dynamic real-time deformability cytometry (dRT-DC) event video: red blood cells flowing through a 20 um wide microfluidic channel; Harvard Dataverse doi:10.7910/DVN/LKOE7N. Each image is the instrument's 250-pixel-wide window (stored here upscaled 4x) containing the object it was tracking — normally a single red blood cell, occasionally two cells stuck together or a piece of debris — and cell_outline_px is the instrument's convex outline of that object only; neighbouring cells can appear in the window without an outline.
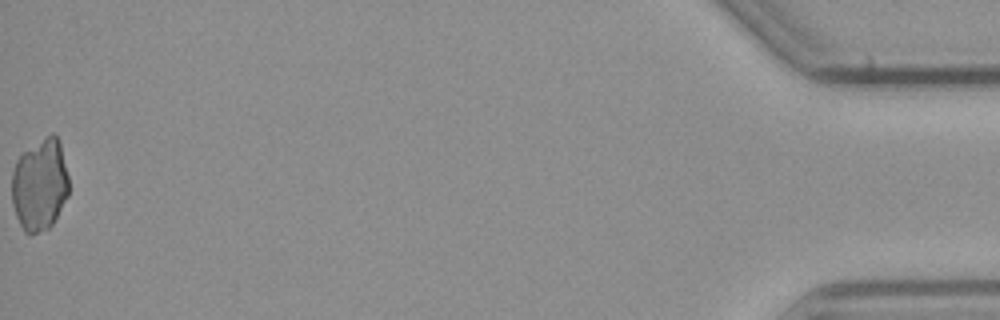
{"species": "common noctule bat (a hibernating species)", "species_latin": "Nyctalus noctula", "temperature_condition": "cold", "stored_images_in_passage": 46, "camera_frame_rate_fps": 3000, "um_per_image_px": 0.085, "animal": {"sex": "male", "body_mass_g": 23.1, "forearm_length_mm": 52.7}, "frame": {"image": 1, "passage_image": 46, "time_ms": 15.0, "image_size_px": [1000, 320], "cell_outline_px": [[68, 196], [52, 224], [48, 228], [36, 232], [24, 232], [16, 216], [12, 204], [12, 172], [16, 160], [24, 152], [52, 132], [60, 140], [68, 176]], "centroid_in_image_um": [3.38, 15.69], "position_along_channel_um": 431.8, "area_um2": 30.35}}